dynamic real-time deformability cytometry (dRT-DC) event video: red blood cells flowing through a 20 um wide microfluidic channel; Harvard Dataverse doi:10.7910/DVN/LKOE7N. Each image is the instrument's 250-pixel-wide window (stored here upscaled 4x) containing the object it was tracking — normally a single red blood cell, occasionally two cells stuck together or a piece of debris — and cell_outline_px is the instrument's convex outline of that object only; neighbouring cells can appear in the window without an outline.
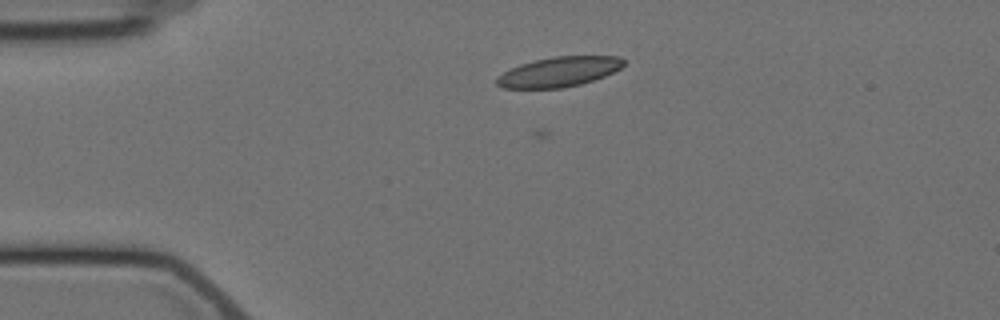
{"species": "Egyptian fruit bat (a non-hibernating species)", "species_latin": "Rousettus aegyptiacus", "temperature_condition": "cold", "stored_images_in_passage": 4, "segment_of_instrument_passage": [1, 2], "camera_frame_rate_fps": 3000, "um_per_image_px": 0.085, "animal": {"sex": "female"}, "frame": {"image": 1, "passage_image": 2, "time_ms": 1.0, "image_size_px": [1000, 320], "cell_outline_px": [[624, 64], [620, 68], [604, 76], [580, 84], [560, 88], [504, 88], [496, 84], [496, 76], [520, 64], [552, 56], [620, 56], [624, 60]], "centroid_in_image_um": [47.5, 6.1], "position_along_channel_um": 37.5, "area_um2": 21.91}}